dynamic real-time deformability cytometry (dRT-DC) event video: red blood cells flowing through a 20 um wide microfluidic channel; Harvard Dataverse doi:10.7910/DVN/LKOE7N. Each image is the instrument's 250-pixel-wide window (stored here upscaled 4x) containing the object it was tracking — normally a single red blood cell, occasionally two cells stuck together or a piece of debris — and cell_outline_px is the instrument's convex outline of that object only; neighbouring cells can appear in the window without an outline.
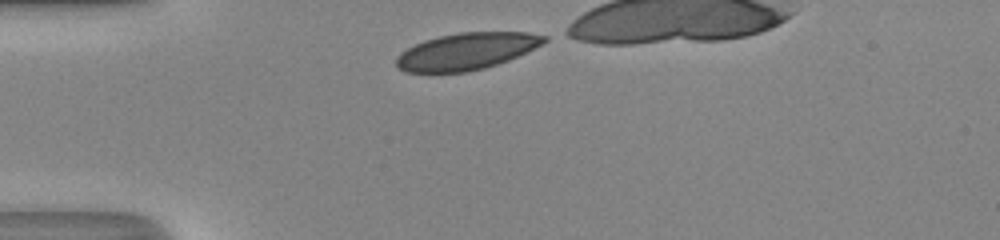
{"species": "human", "species_latin": "Homo sapiens", "temperature_condition": "room temperature", "stored_images_in_passage": 29, "camera_frame_rate_fps": 3000, "um_per_image_px": 0.085, "donor": {"sex": "male"}, "frame": {"image": 1, "passage_image": 1, "time_ms": 0.0, "image_size_px": [1000, 240], "cell_outline_px": [[548, 40], [508, 60], [484, 68], [468, 72], [404, 72], [396, 64], [396, 56], [400, 52], [424, 40], [440, 36], [460, 32], [528, 32], [548, 36]], "centroid_in_image_um": [39.62, 4.36], "position_along_channel_um": 45.4, "area_um2": 31.39}}
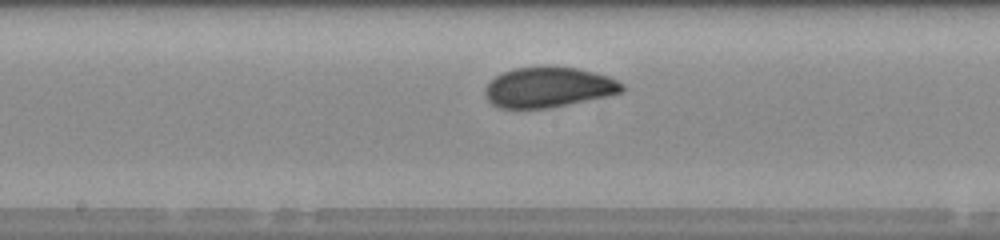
{"frame": {"image": 2, "passage_image": 14, "time_ms": 4.333, "image_size_px": [1000, 240], "cell_outline_px": [[624, 92], [608, 96], [548, 108], [496, 108], [488, 100], [484, 92], [484, 88], [496, 76], [512, 68], [544, 64], [576, 68], [608, 76], [624, 84]], "centroid_in_image_um": [46.61, 7.39], "position_along_channel_um": 201.6, "area_um2": 32.6}}
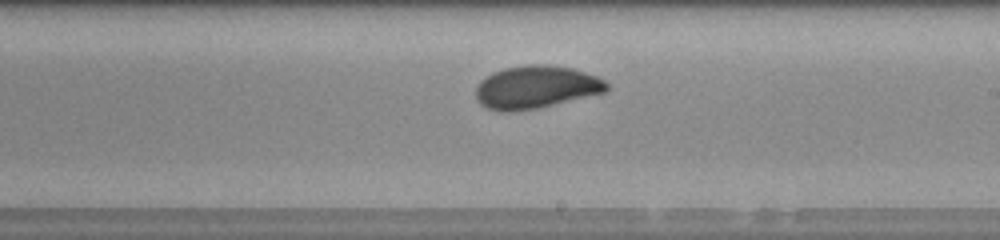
{"frame": {"image": 3, "passage_image": 17, "time_ms": 5.333, "image_size_px": [1000, 240], "cell_outline_px": [[608, 92], [536, 108], [508, 112], [500, 112], [488, 108], [480, 104], [476, 100], [476, 88], [480, 80], [492, 72], [504, 68], [528, 64], [544, 64], [572, 68], [596, 76], [604, 80], [608, 84]], "centroid_in_image_um": [45.54, 7.4], "position_along_channel_um": 243.5, "area_um2": 32.71}}